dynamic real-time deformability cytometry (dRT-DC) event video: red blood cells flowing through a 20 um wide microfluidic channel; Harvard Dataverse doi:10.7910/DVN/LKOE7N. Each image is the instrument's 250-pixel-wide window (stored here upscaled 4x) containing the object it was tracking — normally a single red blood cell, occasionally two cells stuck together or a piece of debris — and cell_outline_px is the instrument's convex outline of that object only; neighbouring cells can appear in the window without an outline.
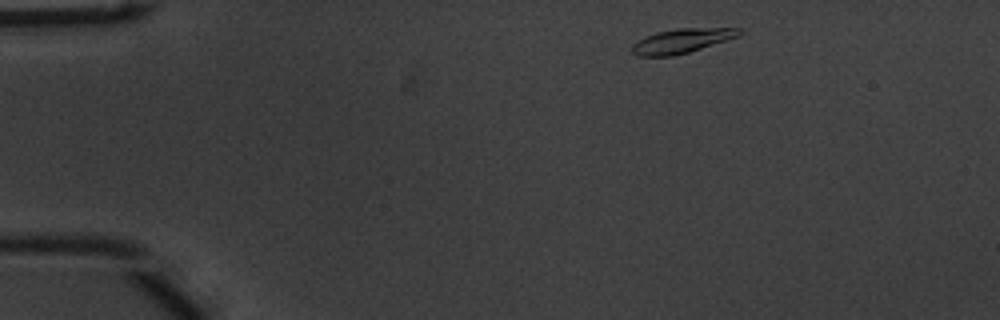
{"species": "common noctule bat (a hibernating species)", "species_latin": "Nyctalus noctula", "temperature_condition": "warm", "stored_images_in_passage": 46, "camera_frame_rate_fps": 3000, "um_per_image_px": 0.085, "animal": {"sex": "male", "body_mass_g": 20.1, "forearm_length_mm": 53.5}, "frame": {"image": 1, "passage_image": 1, "time_ms": 0.0, "image_size_px": [1000, 320], "cell_outline_px": [[744, 32], [740, 36], [688, 52], [672, 56], [636, 56], [632, 52], [632, 44], [644, 36], [656, 32], [680, 28], [740, 28]], "centroid_in_image_um": [57.95, 3.47], "position_along_channel_um": 27.1, "area_um2": 15.26}}
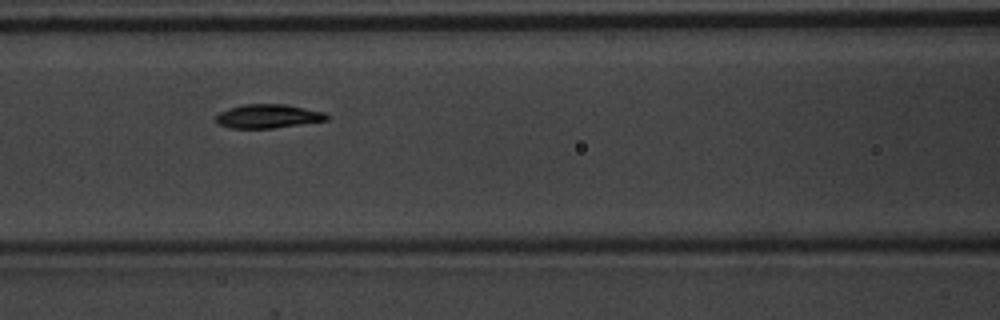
{"frame": {"image": 2, "passage_image": 16, "time_ms": 5.0, "image_size_px": [1000, 320], "cell_outline_px": [[332, 116], [328, 120], [272, 128], [228, 128], [220, 124], [216, 120], [216, 116], [220, 112], [228, 108], [244, 104], [284, 104], [324, 112]], "centroid_in_image_um": [22.8, 9.87], "position_along_channel_um": 143.8, "area_um2": 15.32}}
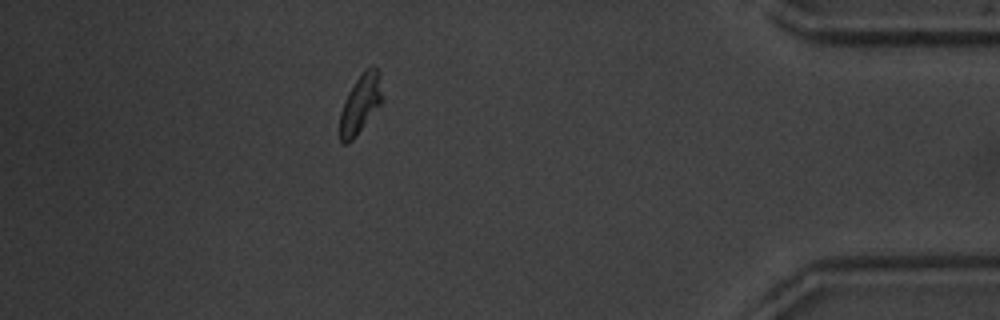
{"frame": {"image": 3, "passage_image": 40, "time_ms": 13.0, "image_size_px": [1000, 320], "cell_outline_px": [[384, 100], [352, 140], [348, 144], [344, 144], [340, 140], [340, 112], [344, 100], [348, 92], [356, 80], [372, 64], [376, 68], [384, 96]], "centroid_in_image_um": [30.63, 8.85], "position_along_channel_um": 404.6, "area_um2": 14.33}, "authors_computed_cell_mechanics": {"area_um2": 15.2303, "velocity_mm_per_s": 3.7762, "shape_relaxation_time_tau1_ms": 2.5471, "shape_relaxation_time_tau2_ms": 2.6603, "deformation_change_tau1": 0.1305, "deformation_change_tau2": 0.0526}}